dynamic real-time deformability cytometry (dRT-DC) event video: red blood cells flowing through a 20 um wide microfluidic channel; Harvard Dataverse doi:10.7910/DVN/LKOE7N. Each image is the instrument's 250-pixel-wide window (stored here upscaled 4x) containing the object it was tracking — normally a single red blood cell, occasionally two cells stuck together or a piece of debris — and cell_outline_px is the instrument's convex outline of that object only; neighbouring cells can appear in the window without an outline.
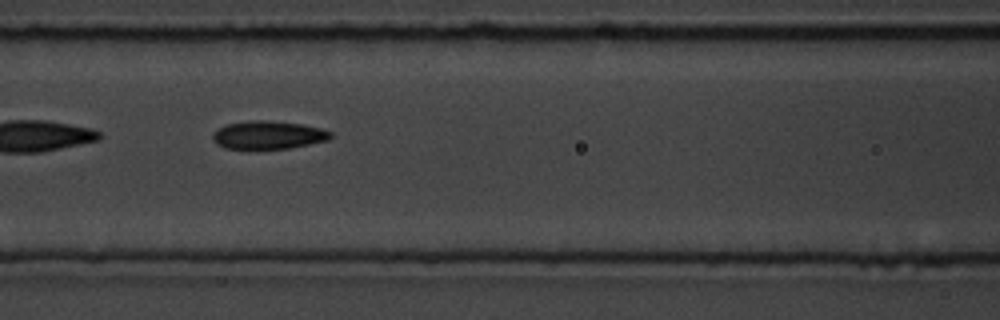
{"species": "common noctule bat (a hibernating species)", "species_latin": "Nyctalus noctula", "temperature_condition": "room temperature", "stored_images_in_passage": 14, "camera_frame_rate_fps": 3000, "um_per_image_px": 0.085, "animal": {"sex": "male", "body_mass_g": 19.5, "forearm_length_mm": 54.6}, "frame": {"image": 1, "passage_image": 5, "time_ms": 4.333, "image_size_px": [1000, 320], "cell_outline_px": [[332, 136], [328, 140], [288, 148], [224, 148], [216, 144], [212, 140], [212, 132], [228, 124], [256, 120], [264, 120], [300, 124], [320, 128], [332, 132]], "centroid_in_image_um": [22.78, 11.47], "position_along_channel_um": 143.8, "area_um2": 18.96}, "authors_computed_cell_mechanics": {"area_um2": 19.2185, "velocity_mm_per_s": 3.6021, "shape_relaxation_time_tau1_ms": 4.2852, "shape_relaxation_time_tau2_ms": 4.8297, "deformation_change_tau1": 0.1602, "deformation_change_tau2": 0.1359}}